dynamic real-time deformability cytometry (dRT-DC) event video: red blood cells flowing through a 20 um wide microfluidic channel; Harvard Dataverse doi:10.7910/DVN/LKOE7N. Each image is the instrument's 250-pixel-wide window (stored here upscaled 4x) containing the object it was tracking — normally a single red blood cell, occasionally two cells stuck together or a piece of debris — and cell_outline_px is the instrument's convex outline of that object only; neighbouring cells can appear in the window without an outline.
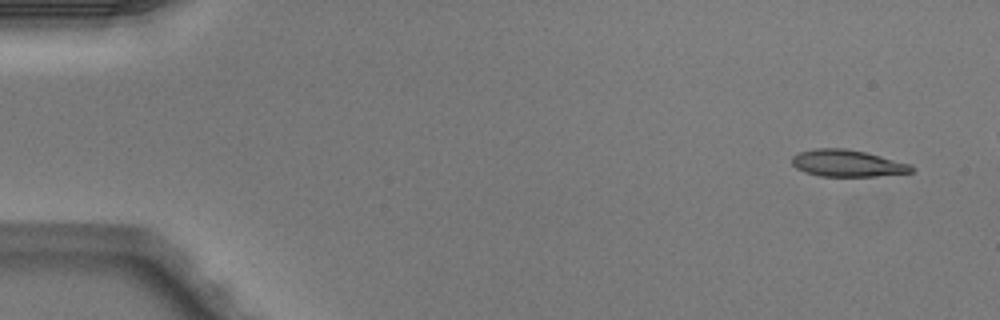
{"species": "Egyptian fruit bat (a non-hibernating species)", "species_latin": "Rousettus aegyptiacus", "temperature_condition": "warm", "stored_images_in_passage": 5, "camera_frame_rate_fps": 3000, "um_per_image_px": 0.085, "animal": {"sex": "male"}, "frame": {"image": 1, "passage_image": 1, "time_ms": 0.0, "image_size_px": [1000, 320], "cell_outline_px": [[916, 168], [912, 172], [876, 176], [820, 176], [804, 172], [796, 168], [792, 164], [792, 156], [800, 152], [816, 148], [844, 148], [864, 152], [912, 164]], "centroid_in_image_um": [72.03, 13.88], "position_along_channel_um": 13.0, "area_um2": 18.67}}
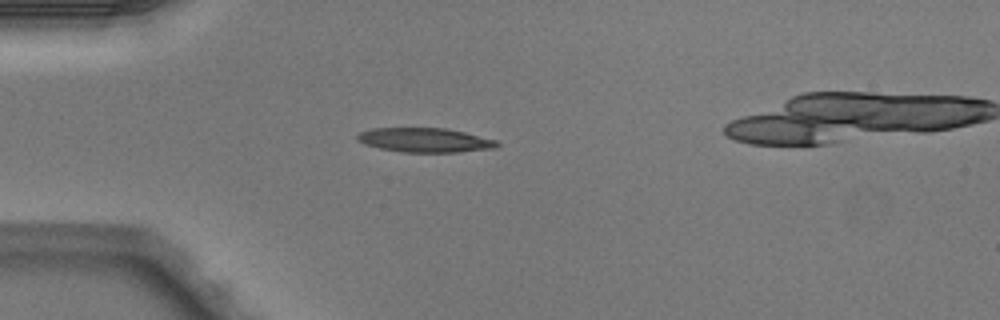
{"frame": {"image": 2, "passage_image": 4, "time_ms": 1.0, "image_size_px": [1000, 320], "cell_outline_px": [[500, 144], [496, 148], [460, 152], [404, 152], [380, 148], [364, 144], [356, 140], [356, 136], [360, 132], [372, 128], [444, 128], [464, 132], [496, 140]], "centroid_in_image_um": [36.11, 11.91], "position_along_channel_um": 48.9, "area_um2": 19.77}}